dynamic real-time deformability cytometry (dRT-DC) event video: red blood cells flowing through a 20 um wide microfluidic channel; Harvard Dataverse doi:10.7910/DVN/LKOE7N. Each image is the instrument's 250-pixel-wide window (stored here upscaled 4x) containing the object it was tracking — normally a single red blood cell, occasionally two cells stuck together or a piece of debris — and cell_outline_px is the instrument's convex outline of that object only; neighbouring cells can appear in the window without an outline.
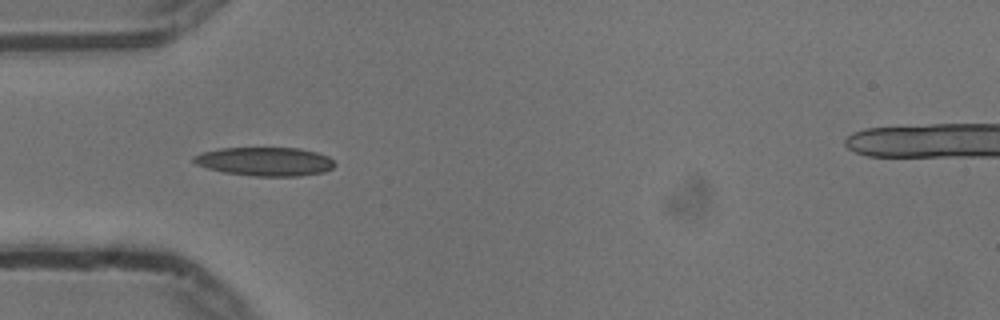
{"species": "common noctule bat (a hibernating species)", "species_latin": "Nyctalus noctula", "temperature_condition": "cold", "stored_images_in_passage": 18, "camera_frame_rate_fps": 3000, "um_per_image_px": 0.085, "animal": {"sex": "male", "body_mass_g": 13.3}, "frame": {"image": 1, "passage_image": 6, "time_ms": 1.667, "image_size_px": [1000, 320], "cell_outline_px": [[336, 164], [332, 168], [324, 172], [300, 176], [252, 176], [224, 172], [208, 168], [196, 164], [192, 160], [192, 156], [204, 152], [220, 148], [300, 148], [316, 152], [328, 156]], "centroid_in_image_um": [22.54, 13.73], "position_along_channel_um": 62.5, "area_um2": 23.58}}
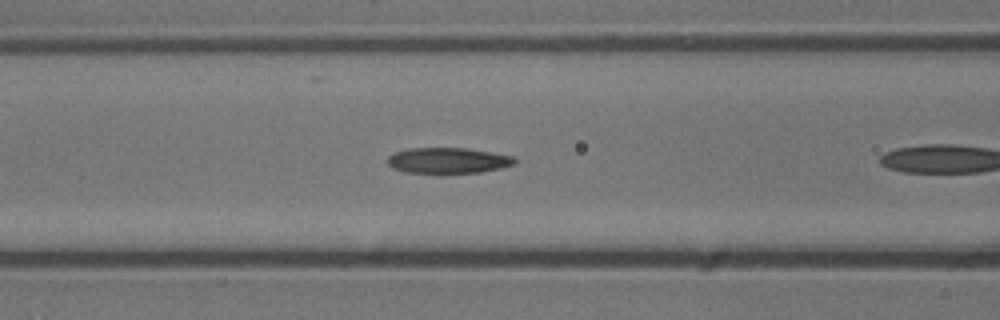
{"frame": {"image": 2, "passage_image": 8, "time_ms": 2.333, "image_size_px": [1000, 320], "cell_outline_px": [[516, 164], [500, 168], [480, 172], [404, 172], [392, 168], [388, 164], [388, 156], [396, 152], [408, 148], [464, 148], [512, 156], [516, 160]], "centroid_in_image_um": [38.06, 13.63], "position_along_channel_um": 128.5, "area_um2": 18.67}}
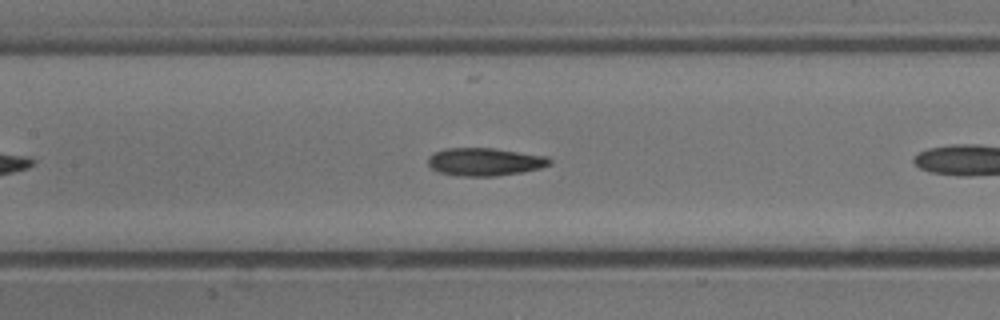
{"frame": {"image": 3, "passage_image": 11, "time_ms": 3.333, "image_size_px": [1000, 320], "cell_outline_px": [[552, 164], [540, 168], [524, 172], [496, 176], [460, 176], [440, 172], [432, 168], [428, 164], [428, 156], [444, 148], [492, 148], [548, 156], [552, 160]], "centroid_in_image_um": [41.24, 13.75], "position_along_channel_um": 166.2, "area_um2": 19.83}}